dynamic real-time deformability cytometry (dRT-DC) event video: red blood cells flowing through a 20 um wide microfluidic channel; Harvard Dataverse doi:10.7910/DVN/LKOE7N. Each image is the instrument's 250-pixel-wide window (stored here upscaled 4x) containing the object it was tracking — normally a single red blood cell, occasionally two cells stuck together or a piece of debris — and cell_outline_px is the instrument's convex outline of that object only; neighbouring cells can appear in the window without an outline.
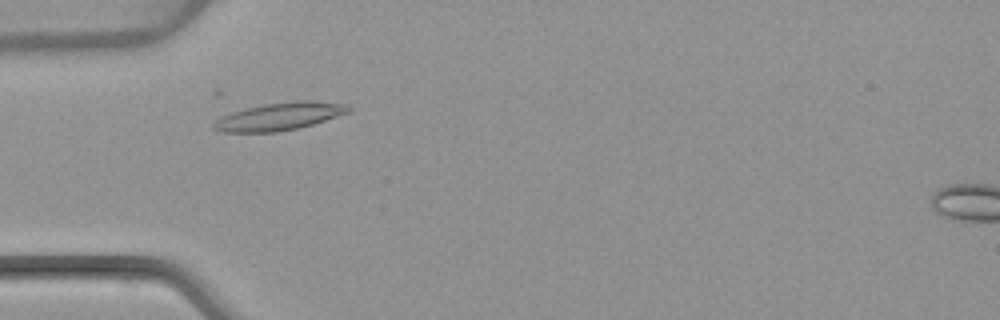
{"species": "common noctule bat (a hibernating species)", "species_latin": "Nyctalus noctula", "temperature_condition": "warm", "stored_images_in_passage": 6, "camera_frame_rate_fps": 3000, "um_per_image_px": 0.085, "animal": {"sex": "female", "body_mass_g": 22.7, "forearm_length_mm": 54.2}, "frame": {"image": 1, "passage_image": 3, "time_ms": 3.333, "image_size_px": [1000, 320], "cell_outline_px": [[352, 112], [312, 124], [296, 128], [276, 132], [224, 132], [212, 128], [212, 124], [216, 120], [232, 112], [264, 104], [304, 100], [308, 100], [348, 104], [352, 108]], "centroid_in_image_um": [23.81, 9.89], "position_along_channel_um": 61.2, "area_um2": 21.5}}
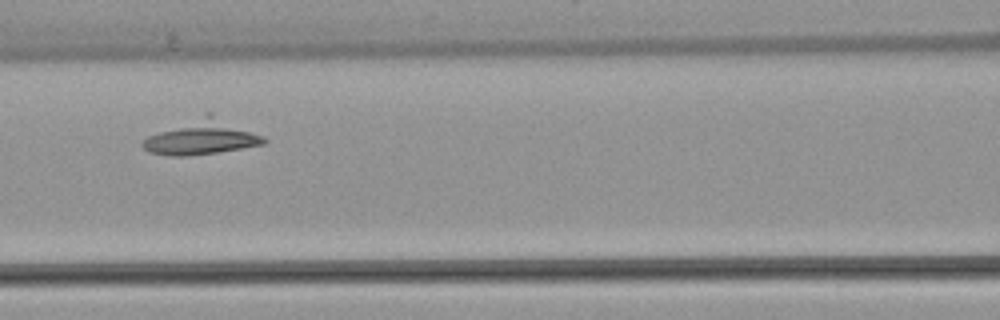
{"frame": {"image": 2, "passage_image": 5, "time_ms": 5.667, "image_size_px": [1000, 320], "cell_outline_px": [[268, 140], [264, 144], [216, 152], [188, 156], [168, 156], [148, 152], [140, 144], [148, 136], [208, 112], [212, 112], [264, 136]], "centroid_in_image_um": [17.17, 11.66], "position_along_channel_um": 149.4, "area_um2": 24.28}}
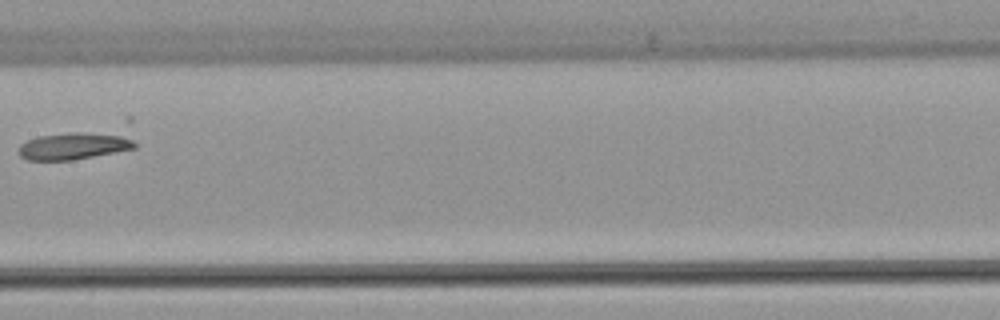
{"frame": {"image": 3, "passage_image": 6, "time_ms": 7.0, "image_size_px": [1000, 320], "cell_outline_px": [[136, 148], [116, 152], [72, 160], [28, 160], [20, 156], [16, 152], [20, 144], [28, 140], [40, 136], [72, 132], [80, 132], [120, 136], [132, 140], [136, 144]], "centroid_in_image_um": [6.18, 12.43], "position_along_channel_um": 201.2, "area_um2": 17.86}}